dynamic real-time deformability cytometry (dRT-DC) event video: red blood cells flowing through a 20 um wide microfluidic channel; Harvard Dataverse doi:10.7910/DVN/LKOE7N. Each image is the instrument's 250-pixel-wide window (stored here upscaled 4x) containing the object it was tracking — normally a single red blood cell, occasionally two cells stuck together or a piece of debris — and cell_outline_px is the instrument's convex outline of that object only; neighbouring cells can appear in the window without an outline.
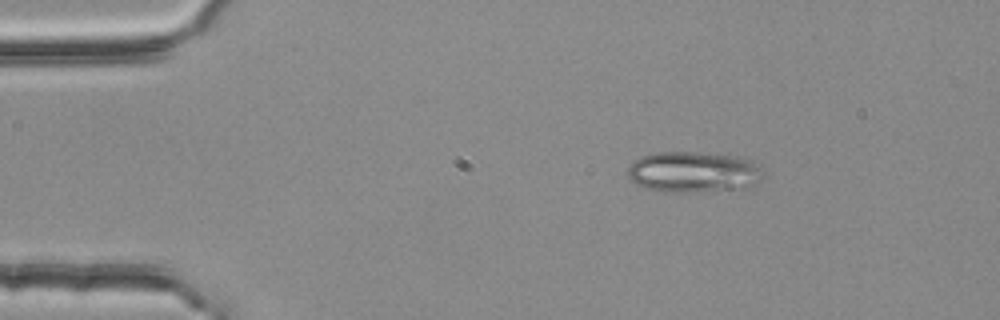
{"species": "common noctule bat (a hibernating species)", "species_latin": "Nyctalus noctula", "temperature_condition": "room temperature", "stored_images_in_passage": 2, "camera_frame_rate_fps": 3000, "um_per_image_px": 0.085, "animal": {"sex": "female", "body_mass_g": 25.1}, "frame": {"image": 1, "passage_image": 1, "time_ms": 0.0, "image_size_px": [1000, 320], "cell_outline_px": [[764, 176], [756, 184], [744, 188], [672, 192], [648, 188], [636, 184], [628, 180], [628, 168], [640, 156], [656, 152], [696, 152], [736, 156], [752, 160]], "centroid_in_image_um": [58.92, 14.6], "position_along_channel_um": 26.1, "area_um2": 31.85}}